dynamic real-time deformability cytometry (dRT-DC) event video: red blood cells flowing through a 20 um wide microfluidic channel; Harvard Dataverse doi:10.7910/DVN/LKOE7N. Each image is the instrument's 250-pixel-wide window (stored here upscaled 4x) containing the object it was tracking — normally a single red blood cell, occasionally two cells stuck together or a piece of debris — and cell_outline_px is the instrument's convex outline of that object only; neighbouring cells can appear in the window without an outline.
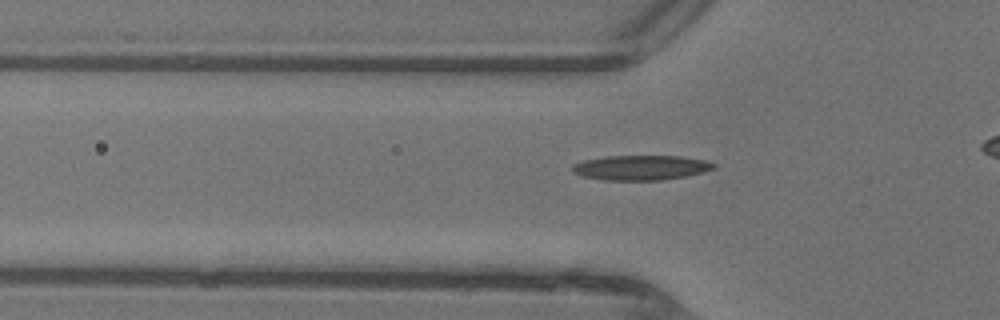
{"species": "common noctule bat (a hibernating species)", "species_latin": "Nyctalus noctula", "temperature_condition": "warm", "stored_images_in_passage": 31, "camera_frame_rate_fps": 3000, "um_per_image_px": 0.085, "animal": {"sex": "female"}, "frame": {"image": 1, "passage_image": 7, "time_ms": 2.0, "image_size_px": [1000, 320], "cell_outline_px": [[716, 168], [684, 176], [660, 180], [604, 180], [580, 176], [572, 172], [572, 164], [584, 160], [604, 156], [680, 156], [704, 160], [716, 164]], "centroid_in_image_um": [54.41, 14.24], "position_along_channel_um": 71.4, "area_um2": 20.4}}
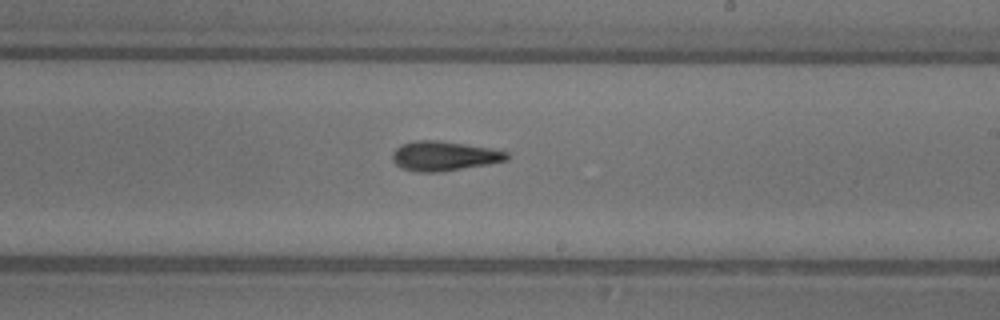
{"frame": {"image": 2, "passage_image": 19, "time_ms": 6.0, "image_size_px": [1000, 320], "cell_outline_px": [[508, 160], [488, 164], [440, 172], [416, 172], [400, 168], [392, 160], [392, 152], [400, 144], [416, 140], [436, 140], [492, 148], [508, 152]], "centroid_in_image_um": [37.71, 13.26], "position_along_channel_um": 251.3, "area_um2": 19.83}}
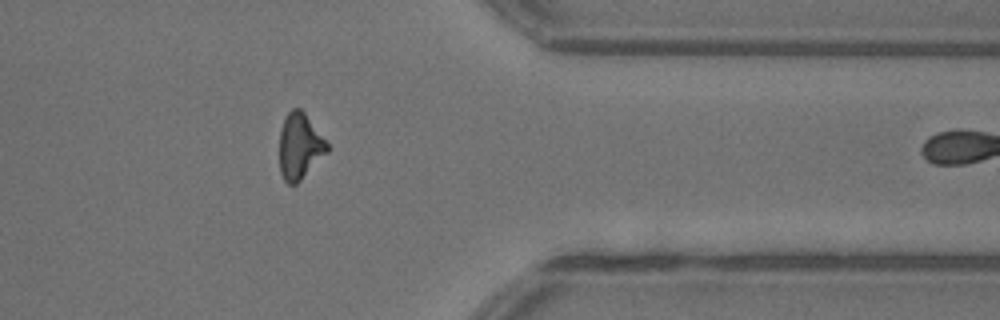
{"frame": {"image": 3, "passage_image": 29, "time_ms": 9.333, "image_size_px": [1000, 320], "cell_outline_px": [[328, 152], [296, 184], [288, 184], [284, 180], [280, 172], [280, 132], [284, 120], [288, 112], [292, 108], [300, 108], [304, 112], [328, 144]], "centroid_in_image_um": [25.47, 12.44], "position_along_channel_um": 385.9, "area_um2": 18.03}}